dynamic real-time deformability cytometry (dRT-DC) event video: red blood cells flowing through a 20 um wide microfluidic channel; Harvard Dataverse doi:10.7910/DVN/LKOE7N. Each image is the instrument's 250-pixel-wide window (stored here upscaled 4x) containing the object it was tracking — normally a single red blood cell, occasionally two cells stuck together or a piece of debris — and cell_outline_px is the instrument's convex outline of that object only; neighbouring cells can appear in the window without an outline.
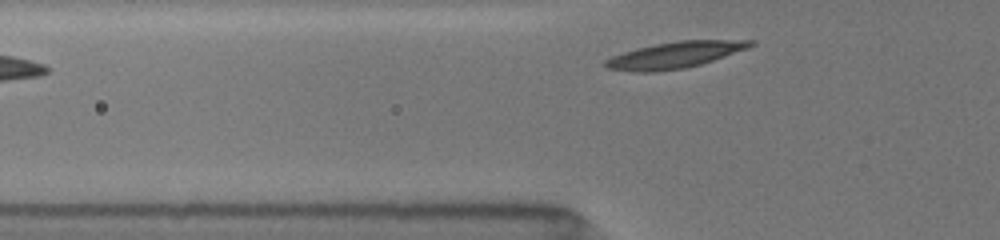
{"species": "common noctule bat (a hibernating species)", "species_latin": "Nyctalus noctula", "temperature_condition": "room temperature", "stored_images_in_passage": 3, "camera_frame_rate_fps": 3000, "um_per_image_px": 0.085, "animal": {"sex": "female", "body_mass_g": 19.5, "forearm_length_mm": 54.1}, "frame": {"image": 1, "passage_image": 3, "time_ms": 1.667, "image_size_px": [1000, 240], "cell_outline_px": [[756, 44], [748, 48], [700, 64], [684, 68], [656, 72], [632, 72], [608, 68], [604, 64], [604, 60], [612, 56], [636, 48], [656, 44], [680, 40], [756, 40]], "centroid_in_image_um": [57.35, 4.67], "position_along_channel_um": 68.4, "area_um2": 22.14}}